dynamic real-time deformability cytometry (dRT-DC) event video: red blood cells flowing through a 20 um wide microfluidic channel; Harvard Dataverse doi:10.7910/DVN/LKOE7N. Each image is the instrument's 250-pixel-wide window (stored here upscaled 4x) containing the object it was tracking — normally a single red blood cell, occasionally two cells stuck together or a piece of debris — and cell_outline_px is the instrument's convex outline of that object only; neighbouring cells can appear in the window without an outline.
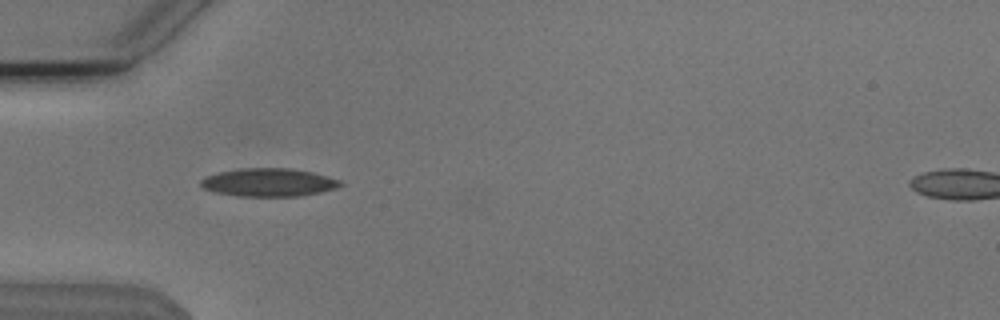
{"species": "Egyptian fruit bat (a non-hibernating species)", "species_latin": "Rousettus aegyptiacus", "temperature_condition": "cold", "stored_images_in_passage": 5, "camera_frame_rate_fps": 3000, "um_per_image_px": 0.085, "animal": {"sex": "male"}, "frame": {"image": 1, "passage_image": 4, "time_ms": 1.0, "image_size_px": [1000, 320], "cell_outline_px": [[344, 184], [336, 188], [320, 192], [300, 196], [236, 196], [216, 192], [204, 188], [200, 184], [200, 180], [208, 176], [220, 172], [240, 168], [292, 168], [312, 172], [340, 180]], "centroid_in_image_um": [22.86, 15.5], "position_along_channel_um": 62.1, "area_um2": 22.77}}